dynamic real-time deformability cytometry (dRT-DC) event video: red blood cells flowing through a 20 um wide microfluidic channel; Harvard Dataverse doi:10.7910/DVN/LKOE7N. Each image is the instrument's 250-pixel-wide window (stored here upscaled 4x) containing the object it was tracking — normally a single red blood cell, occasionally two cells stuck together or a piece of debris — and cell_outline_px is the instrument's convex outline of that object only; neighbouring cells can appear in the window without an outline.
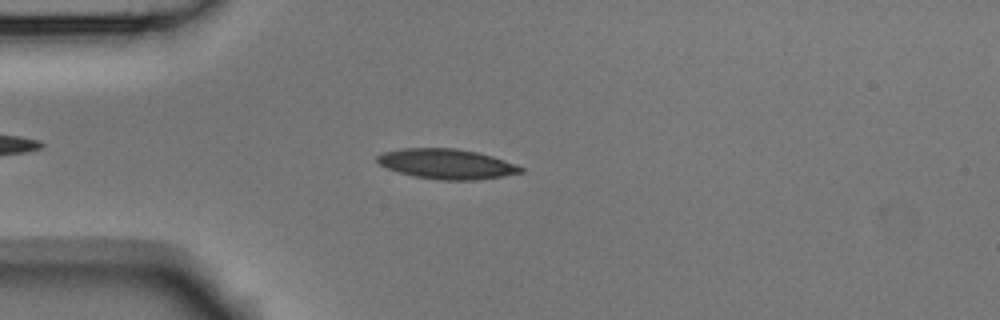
{"species": "Egyptian fruit bat (a non-hibernating species)", "species_latin": "Rousettus aegyptiacus", "temperature_condition": "room temperature", "stored_images_in_passage": 51, "camera_frame_rate_fps": 3000, "um_per_image_px": 0.085, "animal": {"sex": "male"}, "frame": {"image": 1, "passage_image": 12, "time_ms": 3.667, "image_size_px": [1000, 320], "cell_outline_px": [[524, 172], [504, 176], [476, 180], [440, 180], [412, 176], [388, 168], [380, 164], [376, 160], [376, 156], [384, 152], [400, 148], [456, 148], [476, 152], [492, 156], [516, 164], [524, 168]], "centroid_in_image_um": [37.98, 13.94], "position_along_channel_um": 47.0, "area_um2": 25.14}}
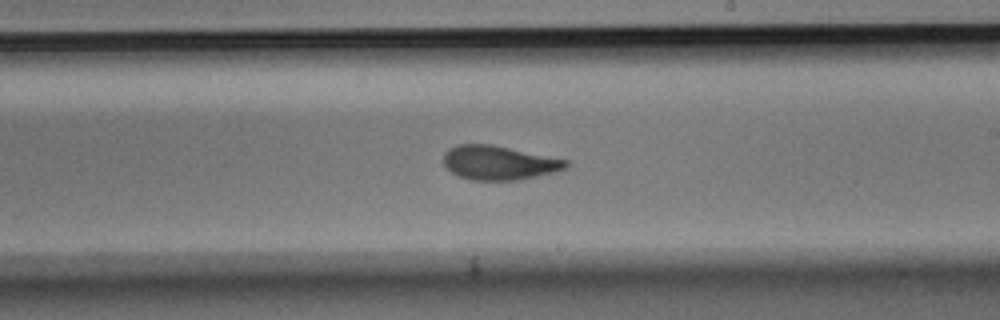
{"frame": {"image": 2, "passage_image": 29, "time_ms": 9.333, "image_size_px": [1000, 320], "cell_outline_px": [[572, 164], [568, 168], [556, 172], [520, 180], [472, 180], [460, 176], [452, 172], [444, 164], [444, 152], [448, 148], [456, 144], [492, 144], [568, 160]], "centroid_in_image_um": [42.46, 13.83], "position_along_channel_um": 246.5, "area_um2": 24.57}}
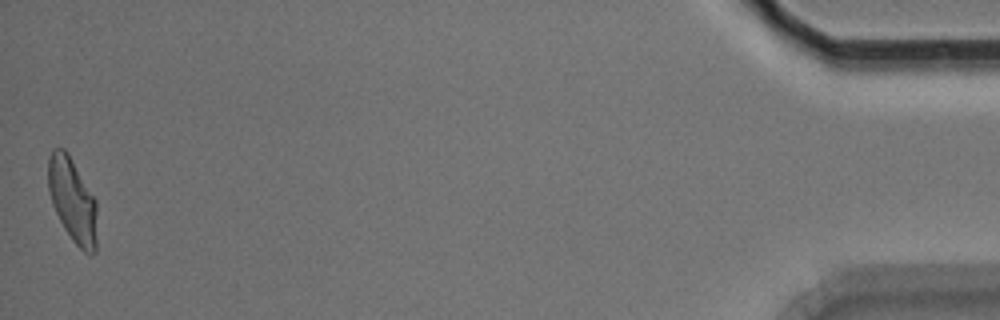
{"frame": {"image": 3, "passage_image": 51, "time_ms": 16.667, "image_size_px": [1000, 320], "cell_outline_px": [[96, 252], [84, 252], [72, 240], [64, 228], [52, 204], [48, 188], [48, 156], [52, 148], [64, 148], [68, 152], [96, 200]], "centroid_in_image_um": [6.15, 16.97], "position_along_channel_um": 429.1, "area_um2": 23.93}, "authors_computed_cell_mechanics": {"area_um2": 24.2182, "velocity_mm_per_s": 3.772, "shape_relaxation_time_tau1_ms": 4.4635, "shape_relaxation_time_tau2_ms": 1.5658, "deformation_change_tau1": 0.1596, "deformation_change_tau2": 0.0743}}